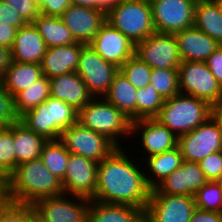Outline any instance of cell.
<instances>
[{
    "label": "cell",
    "mask_w": 222,
    "mask_h": 222,
    "mask_svg": "<svg viewBox=\"0 0 222 222\" xmlns=\"http://www.w3.org/2000/svg\"><path fill=\"white\" fill-rule=\"evenodd\" d=\"M178 72L180 93L207 101L211 106L222 97V87L206 62H181Z\"/></svg>",
    "instance_id": "obj_7"
},
{
    "label": "cell",
    "mask_w": 222,
    "mask_h": 222,
    "mask_svg": "<svg viewBox=\"0 0 222 222\" xmlns=\"http://www.w3.org/2000/svg\"><path fill=\"white\" fill-rule=\"evenodd\" d=\"M177 146L183 160L198 163L222 150V125L213 115L190 133L180 135Z\"/></svg>",
    "instance_id": "obj_8"
},
{
    "label": "cell",
    "mask_w": 222,
    "mask_h": 222,
    "mask_svg": "<svg viewBox=\"0 0 222 222\" xmlns=\"http://www.w3.org/2000/svg\"><path fill=\"white\" fill-rule=\"evenodd\" d=\"M147 164L149 173L145 176L146 182L151 189H154L161 181L168 177L175 169H177L183 162L179 147L165 151L161 154L148 157ZM154 178H153V176Z\"/></svg>",
    "instance_id": "obj_29"
},
{
    "label": "cell",
    "mask_w": 222,
    "mask_h": 222,
    "mask_svg": "<svg viewBox=\"0 0 222 222\" xmlns=\"http://www.w3.org/2000/svg\"><path fill=\"white\" fill-rule=\"evenodd\" d=\"M78 111L62 100L49 97L20 117L29 130L46 140H59L63 130L77 122Z\"/></svg>",
    "instance_id": "obj_4"
},
{
    "label": "cell",
    "mask_w": 222,
    "mask_h": 222,
    "mask_svg": "<svg viewBox=\"0 0 222 222\" xmlns=\"http://www.w3.org/2000/svg\"><path fill=\"white\" fill-rule=\"evenodd\" d=\"M208 180L200 164L183 160L182 164L161 181L151 193L193 196Z\"/></svg>",
    "instance_id": "obj_17"
},
{
    "label": "cell",
    "mask_w": 222,
    "mask_h": 222,
    "mask_svg": "<svg viewBox=\"0 0 222 222\" xmlns=\"http://www.w3.org/2000/svg\"><path fill=\"white\" fill-rule=\"evenodd\" d=\"M106 21L134 44L155 32L149 0H121L106 13Z\"/></svg>",
    "instance_id": "obj_6"
},
{
    "label": "cell",
    "mask_w": 222,
    "mask_h": 222,
    "mask_svg": "<svg viewBox=\"0 0 222 222\" xmlns=\"http://www.w3.org/2000/svg\"><path fill=\"white\" fill-rule=\"evenodd\" d=\"M50 80L42 76L28 89L19 92L15 96V108L21 117L27 111L36 108L50 97Z\"/></svg>",
    "instance_id": "obj_31"
},
{
    "label": "cell",
    "mask_w": 222,
    "mask_h": 222,
    "mask_svg": "<svg viewBox=\"0 0 222 222\" xmlns=\"http://www.w3.org/2000/svg\"><path fill=\"white\" fill-rule=\"evenodd\" d=\"M208 181H216L222 173V150L207 155L198 162Z\"/></svg>",
    "instance_id": "obj_40"
},
{
    "label": "cell",
    "mask_w": 222,
    "mask_h": 222,
    "mask_svg": "<svg viewBox=\"0 0 222 222\" xmlns=\"http://www.w3.org/2000/svg\"><path fill=\"white\" fill-rule=\"evenodd\" d=\"M43 136L29 130L23 123L13 124V150L16 166L40 157L42 147L47 142Z\"/></svg>",
    "instance_id": "obj_26"
},
{
    "label": "cell",
    "mask_w": 222,
    "mask_h": 222,
    "mask_svg": "<svg viewBox=\"0 0 222 222\" xmlns=\"http://www.w3.org/2000/svg\"><path fill=\"white\" fill-rule=\"evenodd\" d=\"M136 92L137 89L118 71L103 97L133 122L136 121Z\"/></svg>",
    "instance_id": "obj_25"
},
{
    "label": "cell",
    "mask_w": 222,
    "mask_h": 222,
    "mask_svg": "<svg viewBox=\"0 0 222 222\" xmlns=\"http://www.w3.org/2000/svg\"><path fill=\"white\" fill-rule=\"evenodd\" d=\"M59 140L70 153L79 154L97 163L117 148L106 136L83 127L78 122L63 130Z\"/></svg>",
    "instance_id": "obj_9"
},
{
    "label": "cell",
    "mask_w": 222,
    "mask_h": 222,
    "mask_svg": "<svg viewBox=\"0 0 222 222\" xmlns=\"http://www.w3.org/2000/svg\"><path fill=\"white\" fill-rule=\"evenodd\" d=\"M32 222H44L42 219H40L36 214L32 206Z\"/></svg>",
    "instance_id": "obj_51"
},
{
    "label": "cell",
    "mask_w": 222,
    "mask_h": 222,
    "mask_svg": "<svg viewBox=\"0 0 222 222\" xmlns=\"http://www.w3.org/2000/svg\"><path fill=\"white\" fill-rule=\"evenodd\" d=\"M11 61V49L0 45V79L10 67Z\"/></svg>",
    "instance_id": "obj_48"
},
{
    "label": "cell",
    "mask_w": 222,
    "mask_h": 222,
    "mask_svg": "<svg viewBox=\"0 0 222 222\" xmlns=\"http://www.w3.org/2000/svg\"><path fill=\"white\" fill-rule=\"evenodd\" d=\"M49 80L50 96L64 101L77 111L94 98L76 72L58 75Z\"/></svg>",
    "instance_id": "obj_21"
},
{
    "label": "cell",
    "mask_w": 222,
    "mask_h": 222,
    "mask_svg": "<svg viewBox=\"0 0 222 222\" xmlns=\"http://www.w3.org/2000/svg\"><path fill=\"white\" fill-rule=\"evenodd\" d=\"M76 42L89 44L106 21V13L82 6L70 5L60 16Z\"/></svg>",
    "instance_id": "obj_18"
},
{
    "label": "cell",
    "mask_w": 222,
    "mask_h": 222,
    "mask_svg": "<svg viewBox=\"0 0 222 222\" xmlns=\"http://www.w3.org/2000/svg\"><path fill=\"white\" fill-rule=\"evenodd\" d=\"M87 222H146L145 209L91 199Z\"/></svg>",
    "instance_id": "obj_24"
},
{
    "label": "cell",
    "mask_w": 222,
    "mask_h": 222,
    "mask_svg": "<svg viewBox=\"0 0 222 222\" xmlns=\"http://www.w3.org/2000/svg\"><path fill=\"white\" fill-rule=\"evenodd\" d=\"M155 32L175 34L194 25L197 0H149Z\"/></svg>",
    "instance_id": "obj_13"
},
{
    "label": "cell",
    "mask_w": 222,
    "mask_h": 222,
    "mask_svg": "<svg viewBox=\"0 0 222 222\" xmlns=\"http://www.w3.org/2000/svg\"><path fill=\"white\" fill-rule=\"evenodd\" d=\"M220 8L221 14H222V0H215Z\"/></svg>",
    "instance_id": "obj_55"
},
{
    "label": "cell",
    "mask_w": 222,
    "mask_h": 222,
    "mask_svg": "<svg viewBox=\"0 0 222 222\" xmlns=\"http://www.w3.org/2000/svg\"><path fill=\"white\" fill-rule=\"evenodd\" d=\"M0 23L20 28L27 24L23 17L8 3L0 0Z\"/></svg>",
    "instance_id": "obj_42"
},
{
    "label": "cell",
    "mask_w": 222,
    "mask_h": 222,
    "mask_svg": "<svg viewBox=\"0 0 222 222\" xmlns=\"http://www.w3.org/2000/svg\"><path fill=\"white\" fill-rule=\"evenodd\" d=\"M119 68L104 60L88 44L82 47L76 73L86 84L93 97H103L109 90Z\"/></svg>",
    "instance_id": "obj_12"
},
{
    "label": "cell",
    "mask_w": 222,
    "mask_h": 222,
    "mask_svg": "<svg viewBox=\"0 0 222 222\" xmlns=\"http://www.w3.org/2000/svg\"><path fill=\"white\" fill-rule=\"evenodd\" d=\"M150 85L164 99H169L180 93L178 69L152 68Z\"/></svg>",
    "instance_id": "obj_34"
},
{
    "label": "cell",
    "mask_w": 222,
    "mask_h": 222,
    "mask_svg": "<svg viewBox=\"0 0 222 222\" xmlns=\"http://www.w3.org/2000/svg\"><path fill=\"white\" fill-rule=\"evenodd\" d=\"M7 126L2 122L0 121V132H2Z\"/></svg>",
    "instance_id": "obj_54"
},
{
    "label": "cell",
    "mask_w": 222,
    "mask_h": 222,
    "mask_svg": "<svg viewBox=\"0 0 222 222\" xmlns=\"http://www.w3.org/2000/svg\"><path fill=\"white\" fill-rule=\"evenodd\" d=\"M141 130V131H140ZM141 133V144L147 157L161 154L177 147L178 136L169 128L160 124L155 118L139 119L131 122V135Z\"/></svg>",
    "instance_id": "obj_19"
},
{
    "label": "cell",
    "mask_w": 222,
    "mask_h": 222,
    "mask_svg": "<svg viewBox=\"0 0 222 222\" xmlns=\"http://www.w3.org/2000/svg\"><path fill=\"white\" fill-rule=\"evenodd\" d=\"M88 45L118 68L135 55V44L107 21Z\"/></svg>",
    "instance_id": "obj_16"
},
{
    "label": "cell",
    "mask_w": 222,
    "mask_h": 222,
    "mask_svg": "<svg viewBox=\"0 0 222 222\" xmlns=\"http://www.w3.org/2000/svg\"><path fill=\"white\" fill-rule=\"evenodd\" d=\"M40 158L52 174L61 180L64 179L69 151L60 140H48L42 147Z\"/></svg>",
    "instance_id": "obj_32"
},
{
    "label": "cell",
    "mask_w": 222,
    "mask_h": 222,
    "mask_svg": "<svg viewBox=\"0 0 222 222\" xmlns=\"http://www.w3.org/2000/svg\"><path fill=\"white\" fill-rule=\"evenodd\" d=\"M0 222H32V205L6 201L0 203Z\"/></svg>",
    "instance_id": "obj_38"
},
{
    "label": "cell",
    "mask_w": 222,
    "mask_h": 222,
    "mask_svg": "<svg viewBox=\"0 0 222 222\" xmlns=\"http://www.w3.org/2000/svg\"><path fill=\"white\" fill-rule=\"evenodd\" d=\"M119 71L136 88L141 89L150 84L152 68L135 55L129 58Z\"/></svg>",
    "instance_id": "obj_36"
},
{
    "label": "cell",
    "mask_w": 222,
    "mask_h": 222,
    "mask_svg": "<svg viewBox=\"0 0 222 222\" xmlns=\"http://www.w3.org/2000/svg\"><path fill=\"white\" fill-rule=\"evenodd\" d=\"M197 209L222 213V189L216 181H207L194 195Z\"/></svg>",
    "instance_id": "obj_35"
},
{
    "label": "cell",
    "mask_w": 222,
    "mask_h": 222,
    "mask_svg": "<svg viewBox=\"0 0 222 222\" xmlns=\"http://www.w3.org/2000/svg\"><path fill=\"white\" fill-rule=\"evenodd\" d=\"M174 35L182 62H206L220 46L213 38L194 26L179 31Z\"/></svg>",
    "instance_id": "obj_20"
},
{
    "label": "cell",
    "mask_w": 222,
    "mask_h": 222,
    "mask_svg": "<svg viewBox=\"0 0 222 222\" xmlns=\"http://www.w3.org/2000/svg\"><path fill=\"white\" fill-rule=\"evenodd\" d=\"M65 196L68 194L39 199L32 204L35 214L44 222H87L90 199Z\"/></svg>",
    "instance_id": "obj_10"
},
{
    "label": "cell",
    "mask_w": 222,
    "mask_h": 222,
    "mask_svg": "<svg viewBox=\"0 0 222 222\" xmlns=\"http://www.w3.org/2000/svg\"><path fill=\"white\" fill-rule=\"evenodd\" d=\"M193 26L222 45V14L215 0L196 1Z\"/></svg>",
    "instance_id": "obj_28"
},
{
    "label": "cell",
    "mask_w": 222,
    "mask_h": 222,
    "mask_svg": "<svg viewBox=\"0 0 222 222\" xmlns=\"http://www.w3.org/2000/svg\"><path fill=\"white\" fill-rule=\"evenodd\" d=\"M195 209L193 196L151 193L145 209L146 222H190Z\"/></svg>",
    "instance_id": "obj_14"
},
{
    "label": "cell",
    "mask_w": 222,
    "mask_h": 222,
    "mask_svg": "<svg viewBox=\"0 0 222 222\" xmlns=\"http://www.w3.org/2000/svg\"><path fill=\"white\" fill-rule=\"evenodd\" d=\"M98 163L79 154L70 153L62 185L69 196L92 199L96 193Z\"/></svg>",
    "instance_id": "obj_15"
},
{
    "label": "cell",
    "mask_w": 222,
    "mask_h": 222,
    "mask_svg": "<svg viewBox=\"0 0 222 222\" xmlns=\"http://www.w3.org/2000/svg\"><path fill=\"white\" fill-rule=\"evenodd\" d=\"M77 122L106 136L117 147L120 136L131 135V120L104 97H94L78 111Z\"/></svg>",
    "instance_id": "obj_5"
},
{
    "label": "cell",
    "mask_w": 222,
    "mask_h": 222,
    "mask_svg": "<svg viewBox=\"0 0 222 222\" xmlns=\"http://www.w3.org/2000/svg\"><path fill=\"white\" fill-rule=\"evenodd\" d=\"M32 1L37 5V7L40 8L44 4L45 0H32Z\"/></svg>",
    "instance_id": "obj_52"
},
{
    "label": "cell",
    "mask_w": 222,
    "mask_h": 222,
    "mask_svg": "<svg viewBox=\"0 0 222 222\" xmlns=\"http://www.w3.org/2000/svg\"><path fill=\"white\" fill-rule=\"evenodd\" d=\"M4 200V196L0 193V203Z\"/></svg>",
    "instance_id": "obj_56"
},
{
    "label": "cell",
    "mask_w": 222,
    "mask_h": 222,
    "mask_svg": "<svg viewBox=\"0 0 222 222\" xmlns=\"http://www.w3.org/2000/svg\"><path fill=\"white\" fill-rule=\"evenodd\" d=\"M206 64L222 87V45L207 59Z\"/></svg>",
    "instance_id": "obj_45"
},
{
    "label": "cell",
    "mask_w": 222,
    "mask_h": 222,
    "mask_svg": "<svg viewBox=\"0 0 222 222\" xmlns=\"http://www.w3.org/2000/svg\"><path fill=\"white\" fill-rule=\"evenodd\" d=\"M216 182L218 183V185H219L220 188L222 189V173H221V175L218 177V179L216 180Z\"/></svg>",
    "instance_id": "obj_53"
},
{
    "label": "cell",
    "mask_w": 222,
    "mask_h": 222,
    "mask_svg": "<svg viewBox=\"0 0 222 222\" xmlns=\"http://www.w3.org/2000/svg\"><path fill=\"white\" fill-rule=\"evenodd\" d=\"M17 30L18 28L0 23V45L11 49L15 40Z\"/></svg>",
    "instance_id": "obj_47"
},
{
    "label": "cell",
    "mask_w": 222,
    "mask_h": 222,
    "mask_svg": "<svg viewBox=\"0 0 222 222\" xmlns=\"http://www.w3.org/2000/svg\"><path fill=\"white\" fill-rule=\"evenodd\" d=\"M13 124L0 132V171L8 177L16 167V155L13 150Z\"/></svg>",
    "instance_id": "obj_37"
},
{
    "label": "cell",
    "mask_w": 222,
    "mask_h": 222,
    "mask_svg": "<svg viewBox=\"0 0 222 222\" xmlns=\"http://www.w3.org/2000/svg\"><path fill=\"white\" fill-rule=\"evenodd\" d=\"M0 121L7 127L20 122V116L16 112L15 97L6 89L0 80Z\"/></svg>",
    "instance_id": "obj_39"
},
{
    "label": "cell",
    "mask_w": 222,
    "mask_h": 222,
    "mask_svg": "<svg viewBox=\"0 0 222 222\" xmlns=\"http://www.w3.org/2000/svg\"><path fill=\"white\" fill-rule=\"evenodd\" d=\"M32 23L42 36L47 48L77 43L60 17L39 14Z\"/></svg>",
    "instance_id": "obj_30"
},
{
    "label": "cell",
    "mask_w": 222,
    "mask_h": 222,
    "mask_svg": "<svg viewBox=\"0 0 222 222\" xmlns=\"http://www.w3.org/2000/svg\"><path fill=\"white\" fill-rule=\"evenodd\" d=\"M190 222H222V213L195 209Z\"/></svg>",
    "instance_id": "obj_46"
},
{
    "label": "cell",
    "mask_w": 222,
    "mask_h": 222,
    "mask_svg": "<svg viewBox=\"0 0 222 222\" xmlns=\"http://www.w3.org/2000/svg\"><path fill=\"white\" fill-rule=\"evenodd\" d=\"M11 5L27 23H32L40 14L39 7L32 0H2Z\"/></svg>",
    "instance_id": "obj_41"
},
{
    "label": "cell",
    "mask_w": 222,
    "mask_h": 222,
    "mask_svg": "<svg viewBox=\"0 0 222 222\" xmlns=\"http://www.w3.org/2000/svg\"><path fill=\"white\" fill-rule=\"evenodd\" d=\"M121 0H71L72 5L98 9L107 13L115 7Z\"/></svg>",
    "instance_id": "obj_44"
},
{
    "label": "cell",
    "mask_w": 222,
    "mask_h": 222,
    "mask_svg": "<svg viewBox=\"0 0 222 222\" xmlns=\"http://www.w3.org/2000/svg\"><path fill=\"white\" fill-rule=\"evenodd\" d=\"M213 116V106L192 95L179 93L166 99L155 119L176 136L190 133Z\"/></svg>",
    "instance_id": "obj_3"
},
{
    "label": "cell",
    "mask_w": 222,
    "mask_h": 222,
    "mask_svg": "<svg viewBox=\"0 0 222 222\" xmlns=\"http://www.w3.org/2000/svg\"><path fill=\"white\" fill-rule=\"evenodd\" d=\"M40 64L11 61L10 67L0 79L12 96L28 89L42 77Z\"/></svg>",
    "instance_id": "obj_27"
},
{
    "label": "cell",
    "mask_w": 222,
    "mask_h": 222,
    "mask_svg": "<svg viewBox=\"0 0 222 222\" xmlns=\"http://www.w3.org/2000/svg\"><path fill=\"white\" fill-rule=\"evenodd\" d=\"M117 147L98 163L96 193L92 200L110 204H125L146 209L151 188L139 164Z\"/></svg>",
    "instance_id": "obj_1"
},
{
    "label": "cell",
    "mask_w": 222,
    "mask_h": 222,
    "mask_svg": "<svg viewBox=\"0 0 222 222\" xmlns=\"http://www.w3.org/2000/svg\"><path fill=\"white\" fill-rule=\"evenodd\" d=\"M47 46L33 23H27L17 30L11 47L12 61L40 64Z\"/></svg>",
    "instance_id": "obj_23"
},
{
    "label": "cell",
    "mask_w": 222,
    "mask_h": 222,
    "mask_svg": "<svg viewBox=\"0 0 222 222\" xmlns=\"http://www.w3.org/2000/svg\"><path fill=\"white\" fill-rule=\"evenodd\" d=\"M84 45L77 42L71 45L47 48L40 63L42 75L50 79L58 75L76 72L79 65V56Z\"/></svg>",
    "instance_id": "obj_22"
},
{
    "label": "cell",
    "mask_w": 222,
    "mask_h": 222,
    "mask_svg": "<svg viewBox=\"0 0 222 222\" xmlns=\"http://www.w3.org/2000/svg\"><path fill=\"white\" fill-rule=\"evenodd\" d=\"M63 193L62 180L52 174L39 157L15 167L7 177L4 199L13 203L32 205L39 199Z\"/></svg>",
    "instance_id": "obj_2"
},
{
    "label": "cell",
    "mask_w": 222,
    "mask_h": 222,
    "mask_svg": "<svg viewBox=\"0 0 222 222\" xmlns=\"http://www.w3.org/2000/svg\"><path fill=\"white\" fill-rule=\"evenodd\" d=\"M213 115L222 125V97L220 100L213 106Z\"/></svg>",
    "instance_id": "obj_49"
},
{
    "label": "cell",
    "mask_w": 222,
    "mask_h": 222,
    "mask_svg": "<svg viewBox=\"0 0 222 222\" xmlns=\"http://www.w3.org/2000/svg\"><path fill=\"white\" fill-rule=\"evenodd\" d=\"M70 5L71 0H45L39 10L42 15L60 17Z\"/></svg>",
    "instance_id": "obj_43"
},
{
    "label": "cell",
    "mask_w": 222,
    "mask_h": 222,
    "mask_svg": "<svg viewBox=\"0 0 222 222\" xmlns=\"http://www.w3.org/2000/svg\"><path fill=\"white\" fill-rule=\"evenodd\" d=\"M135 56L151 68L178 69L181 59L174 34L154 32L135 44Z\"/></svg>",
    "instance_id": "obj_11"
},
{
    "label": "cell",
    "mask_w": 222,
    "mask_h": 222,
    "mask_svg": "<svg viewBox=\"0 0 222 222\" xmlns=\"http://www.w3.org/2000/svg\"><path fill=\"white\" fill-rule=\"evenodd\" d=\"M136 95V120L155 118L165 100L157 93L154 86L148 84L144 88L137 89Z\"/></svg>",
    "instance_id": "obj_33"
},
{
    "label": "cell",
    "mask_w": 222,
    "mask_h": 222,
    "mask_svg": "<svg viewBox=\"0 0 222 222\" xmlns=\"http://www.w3.org/2000/svg\"><path fill=\"white\" fill-rule=\"evenodd\" d=\"M7 191V177L0 171V193L4 196Z\"/></svg>",
    "instance_id": "obj_50"
}]
</instances>
